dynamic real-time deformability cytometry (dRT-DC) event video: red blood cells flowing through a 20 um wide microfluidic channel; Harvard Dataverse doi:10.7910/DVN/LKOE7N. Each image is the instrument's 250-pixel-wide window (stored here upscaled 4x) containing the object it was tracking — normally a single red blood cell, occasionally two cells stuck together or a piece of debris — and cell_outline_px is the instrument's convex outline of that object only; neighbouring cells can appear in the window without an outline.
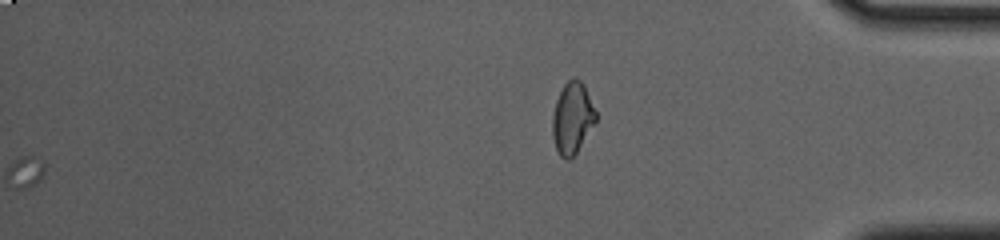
{"species": "common noctule bat (a hibernating species)", "species_latin": "Nyctalus noctula", "temperature_condition": "cold", "stored_images_in_passage": 41, "camera_frame_rate_fps": 3000, "um_per_image_px": 0.085, "animal": {"sex": "female", "body_mass_g": 23.0, "forearm_length_mm": 53.4}, "frame": {"image": 1, "passage_image": 41, "time_ms": 13.333, "image_size_px": [1000, 240], "cell_outline_px": [[596, 120], [576, 152], [568, 160], [564, 160], [560, 156], [556, 148], [552, 136], [552, 116], [556, 100], [564, 84], [572, 76], [576, 76], [584, 84], [596, 112]], "centroid_in_image_um": [48.63, 10.0], "position_along_channel_um": 386.6, "area_um2": 17.98}}